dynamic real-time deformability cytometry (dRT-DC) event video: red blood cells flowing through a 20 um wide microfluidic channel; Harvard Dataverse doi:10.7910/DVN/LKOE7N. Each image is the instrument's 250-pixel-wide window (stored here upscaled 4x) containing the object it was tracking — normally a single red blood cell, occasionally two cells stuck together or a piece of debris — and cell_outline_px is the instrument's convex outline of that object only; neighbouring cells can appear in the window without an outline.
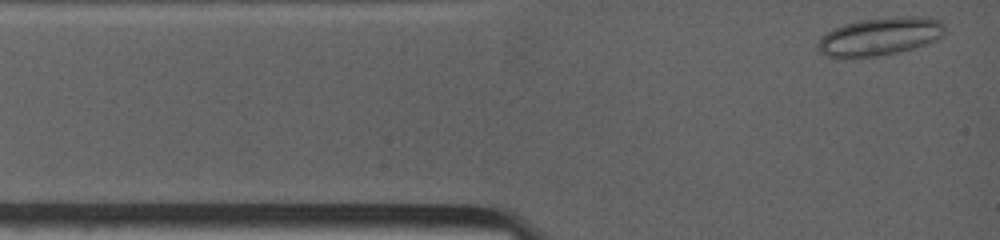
{"species": "common noctule bat (a hibernating species)", "species_latin": "Nyctalus noctula", "temperature_condition": "warm", "stored_images_in_passage": 46, "camera_frame_rate_fps": 4500, "um_per_image_px": 0.085, "animal": {"sex": "female", "body_mass_g": 19.0, "forearm_length_mm": 53.3}, "frame": {"image": 1, "passage_image": 2, "time_ms": 0.222, "image_size_px": [1000, 240], "cell_outline_px": [[944, 28], [940, 36], [936, 40], [916, 48], [900, 52], [880, 56], [852, 60], [832, 60], [824, 56], [816, 48], [816, 44], [820, 36], [832, 28], [844, 24], [860, 20], [904, 16], [928, 16], [940, 20], [944, 24]], "centroid_in_image_um": [74.68, 3.15], "position_along_channel_um": 10.3, "area_um2": 29.3}}
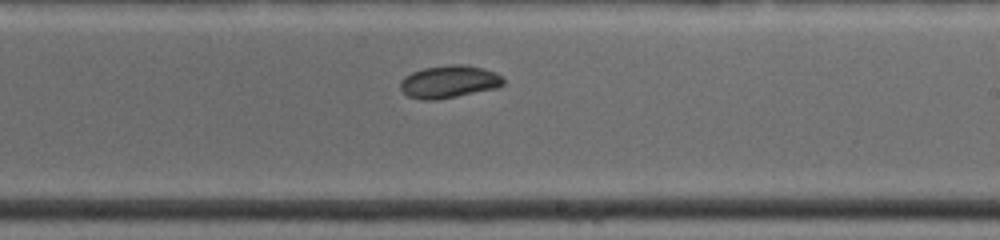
{"frame": {"image": 2, "passage_image": 28, "time_ms": 7.333, "image_size_px": [1000, 240], "cell_outline_px": [[504, 84], [496, 88], [436, 100], [420, 100], [408, 96], [400, 88], [400, 80], [404, 76], [412, 72], [424, 68], [448, 64], [464, 64], [484, 68], [496, 72], [504, 80]], "centroid_in_image_um": [38.15, 6.93], "position_along_channel_um": 250.8, "area_um2": 19.65}}
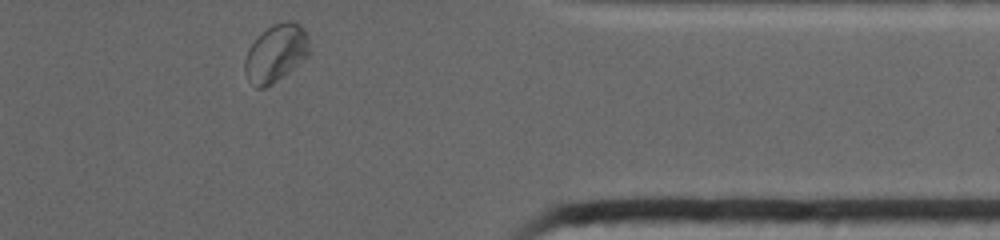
{"frame": {"image": 3, "passage_image": 46, "time_ms": 11.333, "image_size_px": [1000, 240], "cell_outline_px": [[308, 56], [288, 72], [272, 84], [264, 88], [256, 88], [248, 80], [244, 72], [244, 60], [248, 48], [272, 24], [284, 20], [292, 20], [300, 24], [304, 28], [308, 36]], "centroid_in_image_um": [23.44, 4.51], "position_along_channel_um": 388.0, "area_um2": 21.56}, "authors_computed_cell_mechanics": {"area_um2": 19.7676, "velocity_mm_per_s": 3.8898, "shape_relaxation_time_tau1_ms": null, "shape_relaxation_time_tau2_ms": 1.5695, "deformation_change_tau1": null, "deformation_change_tau2": 0.0301}}